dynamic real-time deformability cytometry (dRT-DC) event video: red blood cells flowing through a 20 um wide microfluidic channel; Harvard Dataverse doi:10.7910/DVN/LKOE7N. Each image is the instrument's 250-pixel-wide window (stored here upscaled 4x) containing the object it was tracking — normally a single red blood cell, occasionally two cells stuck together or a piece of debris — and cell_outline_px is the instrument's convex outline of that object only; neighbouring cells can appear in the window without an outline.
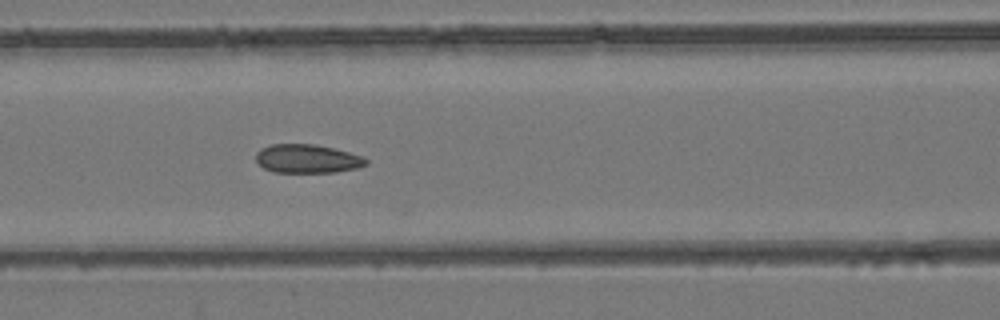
{"species": "common noctule bat (a hibernating species)", "species_latin": "Nyctalus noctula", "temperature_condition": "room temperature", "stored_images_in_passage": 7, "camera_frame_rate_fps": 3000, "um_per_image_px": 0.085, "animal": {"sex": "female", "body_mass_g": 24.6, "forearm_length_mm": 56.2}, "frame": {"image": 1, "passage_image": 7, "time_ms": 7.667, "image_size_px": [1000, 320], "cell_outline_px": [[368, 164], [356, 168], [336, 172], [272, 172], [256, 164], [256, 152], [260, 148], [272, 144], [316, 144], [364, 156], [368, 160]], "centroid_in_image_um": [26.09, 13.49], "position_along_channel_um": 140.5, "area_um2": 18.55}}